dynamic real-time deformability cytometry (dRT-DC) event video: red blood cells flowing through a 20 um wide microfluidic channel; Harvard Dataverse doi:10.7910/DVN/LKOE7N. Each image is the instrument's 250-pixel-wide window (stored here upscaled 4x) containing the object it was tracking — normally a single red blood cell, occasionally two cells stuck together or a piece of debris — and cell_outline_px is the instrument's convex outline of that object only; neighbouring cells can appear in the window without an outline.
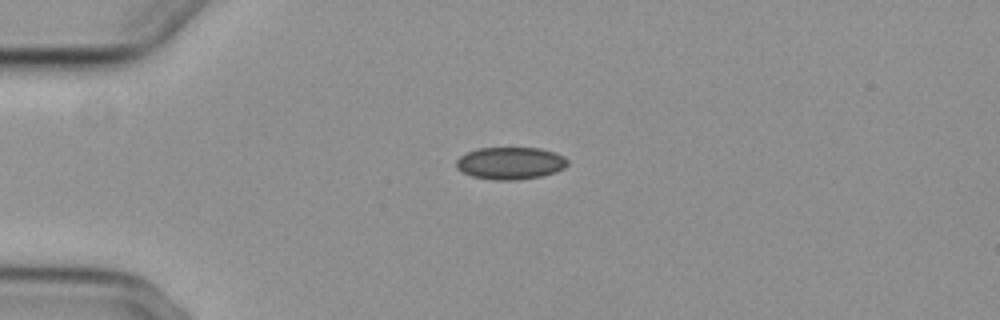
{"species": "common noctule bat (a hibernating species)", "species_latin": "Nyctalus noctula", "temperature_condition": "cold", "stored_images_in_passage": 3, "camera_frame_rate_fps": 3000, "um_per_image_px": 0.085, "animal": {"sex": "female", "body_mass_g": 29.2, "forearm_length_mm": 56.3}, "frame": {"image": 1, "passage_image": 3, "time_ms": 3.333, "image_size_px": [1000, 320], "cell_outline_px": [[568, 164], [564, 168], [556, 172], [540, 176], [516, 180], [496, 180], [472, 176], [456, 168], [456, 160], [460, 156], [476, 148], [540, 148], [556, 152], [564, 156], [568, 160]], "centroid_in_image_um": [43.4, 13.86], "position_along_channel_um": 41.6, "area_um2": 20.98}}